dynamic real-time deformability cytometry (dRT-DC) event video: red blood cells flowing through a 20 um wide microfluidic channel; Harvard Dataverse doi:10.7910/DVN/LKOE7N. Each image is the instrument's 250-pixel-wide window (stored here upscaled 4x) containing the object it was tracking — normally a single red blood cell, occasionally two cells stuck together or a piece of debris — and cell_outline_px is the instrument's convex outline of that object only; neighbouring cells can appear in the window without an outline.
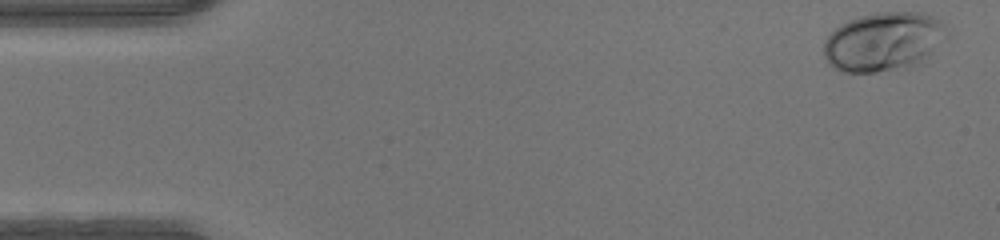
{"species": "human", "species_latin": "Homo sapiens", "temperature_condition": "warm", "stored_images_in_passage": 47, "camera_frame_rate_fps": 3000, "um_per_image_px": 0.085, "donor": {"sex": "male"}, "frame": {"image": 1, "passage_image": 1, "time_ms": 0.0, "image_size_px": [1000, 240], "cell_outline_px": [[948, 36], [924, 64], [912, 68], [876, 72], [840, 72], [828, 64], [824, 56], [824, 40], [840, 24], [848, 20], [860, 16], [876, 12], [920, 12], [932, 16], [940, 20], [948, 28]], "centroid_in_image_um": [75.16, 3.56], "position_along_channel_um": 9.8, "area_um2": 43.35}}
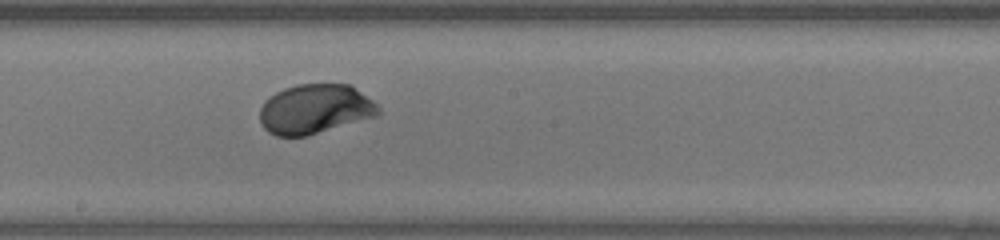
{"frame": {"image": 2, "passage_image": 25, "time_ms": 8.0, "image_size_px": [1000, 240], "cell_outline_px": [[380, 112], [376, 116], [308, 136], [276, 136], [268, 132], [260, 124], [260, 108], [264, 100], [276, 92], [284, 88], [296, 84], [352, 84], [372, 100], [380, 108]], "centroid_in_image_um": [26.76, 9.27], "position_along_channel_um": 221.4, "area_um2": 34.51}}
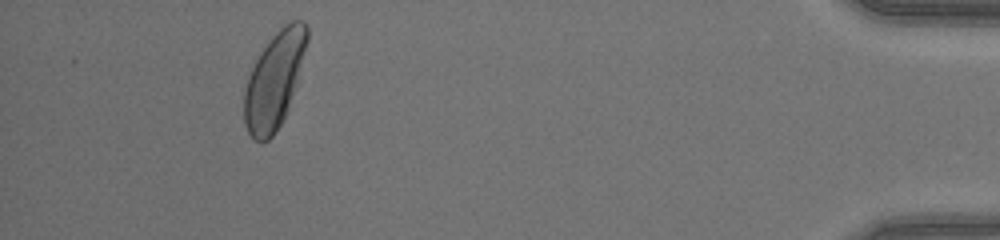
{"frame": {"image": 3, "passage_image": 43, "time_ms": 14.0, "image_size_px": [1000, 240], "cell_outline_px": [[308, 40], [288, 112], [276, 132], [268, 140], [260, 144], [248, 132], [244, 124], [244, 92], [248, 76], [260, 52], [272, 36], [284, 24], [292, 20], [304, 20], [308, 28]], "centroid_in_image_um": [23.32, 6.83], "position_along_channel_um": 411.9, "area_um2": 35.2}}